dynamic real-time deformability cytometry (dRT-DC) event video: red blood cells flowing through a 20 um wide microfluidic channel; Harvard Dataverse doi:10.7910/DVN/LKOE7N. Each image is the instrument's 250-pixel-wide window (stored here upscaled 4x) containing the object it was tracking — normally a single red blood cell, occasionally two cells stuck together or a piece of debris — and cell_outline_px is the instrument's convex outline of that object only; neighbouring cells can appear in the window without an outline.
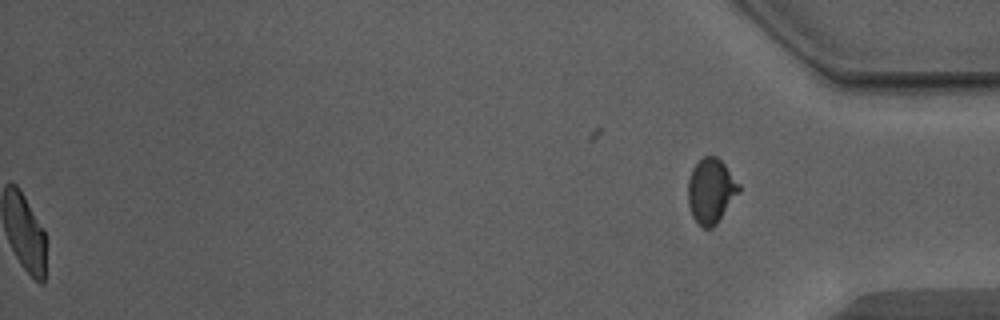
{"species": "Egyptian fruit bat (a non-hibernating species)", "species_latin": "Rousettus aegyptiacus", "temperature_condition": "warm", "stored_images_in_passage": 52, "segment_of_instrument_passage": [2, 2], "camera_frame_rate_fps": 3000, "um_per_image_px": 0.085, "animal": {"sex": "male"}, "frame": {"image": 1, "passage_image": 52, "time_ms": 17.0, "image_size_px": [1000, 320], "cell_outline_px": [[740, 192], [716, 224], [712, 228], [704, 228], [692, 216], [688, 204], [688, 180], [692, 168], [704, 156], [716, 156], [724, 164], [740, 184]], "centroid_in_image_um": [60.43, 16.22], "position_along_channel_um": 374.8, "area_um2": 19.13}}